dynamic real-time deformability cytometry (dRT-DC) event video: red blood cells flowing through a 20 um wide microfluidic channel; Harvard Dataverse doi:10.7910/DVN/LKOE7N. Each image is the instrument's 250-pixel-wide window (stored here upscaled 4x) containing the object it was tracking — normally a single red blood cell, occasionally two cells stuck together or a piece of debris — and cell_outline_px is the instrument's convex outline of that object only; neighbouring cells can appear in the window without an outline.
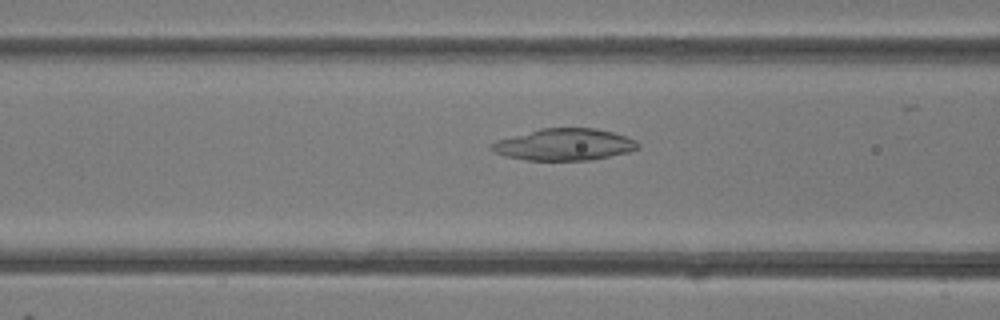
{"species": "common noctule bat (a hibernating species)", "species_latin": "Nyctalus noctula", "temperature_condition": "room temperature", "stored_images_in_passage": 39, "camera_frame_rate_fps": 3000, "um_per_image_px": 0.085, "animal": {"sex": "female"}, "frame": {"image": 1, "passage_image": 12, "time_ms": 3.667, "image_size_px": [1000, 320], "cell_outline_px": [[640, 148], [628, 152], [592, 160], [528, 160], [504, 156], [488, 148], [488, 144], [496, 140], [540, 128], [596, 128], [612, 132], [636, 140], [640, 144]], "centroid_in_image_um": [47.94, 12.28], "position_along_channel_um": 118.7, "area_um2": 27.22}}
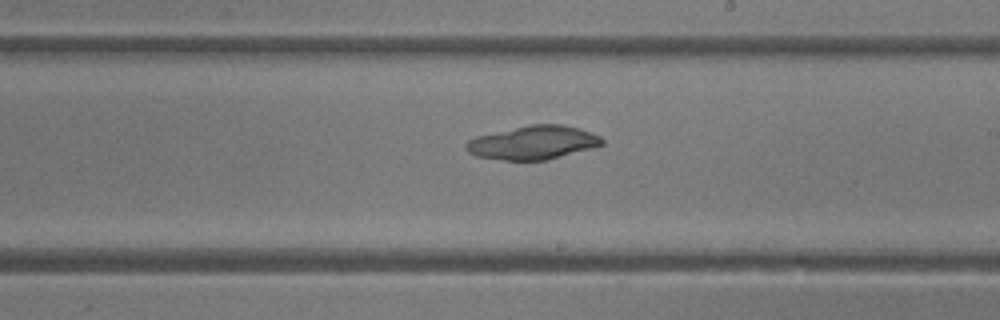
{"frame": {"image": 2, "passage_image": 21, "time_ms": 6.667, "image_size_px": [1000, 320], "cell_outline_px": [[604, 144], [592, 148], [548, 160], [504, 160], [476, 156], [468, 152], [464, 148], [464, 144], [468, 140], [476, 136], [528, 124], [560, 124], [580, 128], [600, 136], [604, 140]], "centroid_in_image_um": [45.3, 12.12], "position_along_channel_um": 243.7, "area_um2": 26.82}}
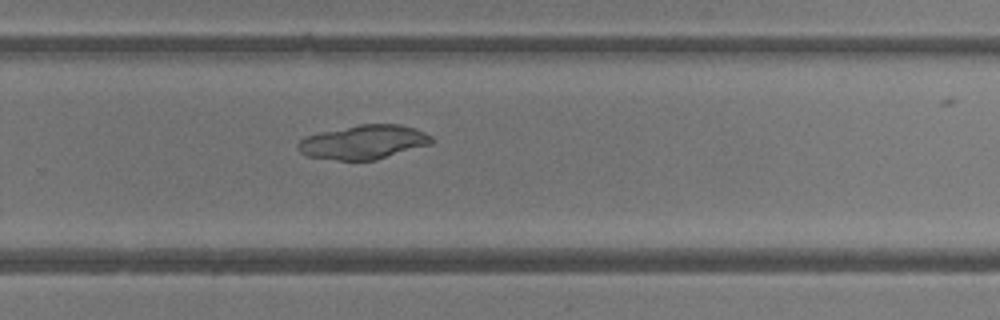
{"frame": {"image": 3, "passage_image": 25, "time_ms": 8.0, "image_size_px": [1000, 320], "cell_outline_px": [[432, 144], [376, 160], [340, 160], [304, 156], [296, 148], [296, 144], [304, 136], [320, 132], [360, 124], [400, 124], [416, 128], [432, 136]], "centroid_in_image_um": [30.89, 12.08], "position_along_channel_um": 298.9, "area_um2": 26.76}}